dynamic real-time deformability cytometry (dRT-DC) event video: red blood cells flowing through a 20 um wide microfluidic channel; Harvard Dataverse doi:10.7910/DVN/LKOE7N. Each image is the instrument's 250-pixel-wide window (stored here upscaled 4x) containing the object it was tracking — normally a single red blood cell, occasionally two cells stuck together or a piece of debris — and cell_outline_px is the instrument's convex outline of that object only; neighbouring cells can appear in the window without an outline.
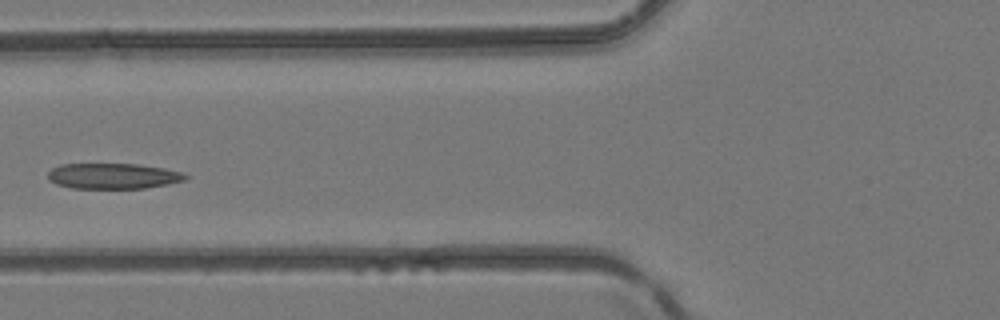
{"species": "common noctule bat (a hibernating species)", "species_latin": "Nyctalus noctula", "temperature_condition": "room temperature", "stored_images_in_passage": 5, "camera_frame_rate_fps": 3000, "um_per_image_px": 0.085, "animal": {"sex": "female", "body_mass_g": 24.6, "forearm_length_mm": 56.2}, "frame": {"image": 1, "passage_image": 5, "time_ms": 1.333, "image_size_px": [1000, 320], "cell_outline_px": [[188, 176], [184, 180], [168, 184], [144, 188], [72, 188], [56, 184], [48, 180], [48, 172], [52, 168], [60, 164], [136, 164], [164, 168], [180, 172]], "centroid_in_image_um": [9.57, 14.96], "position_along_channel_um": 116.2, "area_um2": 20.4}}